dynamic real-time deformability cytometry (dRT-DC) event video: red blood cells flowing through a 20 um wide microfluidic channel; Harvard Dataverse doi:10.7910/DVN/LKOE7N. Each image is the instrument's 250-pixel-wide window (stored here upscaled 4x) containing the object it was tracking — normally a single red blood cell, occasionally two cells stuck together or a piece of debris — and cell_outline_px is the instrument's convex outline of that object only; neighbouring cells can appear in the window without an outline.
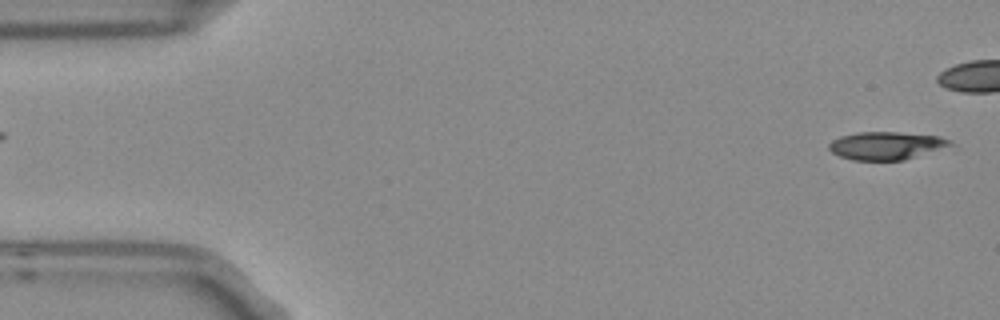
{"species": "Egyptian fruit bat (a non-hibernating species)", "species_latin": "Rousettus aegyptiacus", "temperature_condition": "room temperature", "stored_images_in_passage": 5, "segment_of_instrument_passage": [2, 2], "camera_frame_rate_fps": 3000, "um_per_image_px": 0.085, "frame": {"image": 1, "passage_image": 5, "time_ms": 1.333, "image_size_px": [1000, 320], "cell_outline_px": [[956, 144], [904, 160], [852, 160], [840, 156], [832, 152], [828, 148], [828, 144], [832, 140], [840, 136], [856, 132], [900, 132], [940, 136]], "centroid_in_image_um": [75.31, 12.37], "position_along_channel_um": 9.7, "area_um2": 19.71}}